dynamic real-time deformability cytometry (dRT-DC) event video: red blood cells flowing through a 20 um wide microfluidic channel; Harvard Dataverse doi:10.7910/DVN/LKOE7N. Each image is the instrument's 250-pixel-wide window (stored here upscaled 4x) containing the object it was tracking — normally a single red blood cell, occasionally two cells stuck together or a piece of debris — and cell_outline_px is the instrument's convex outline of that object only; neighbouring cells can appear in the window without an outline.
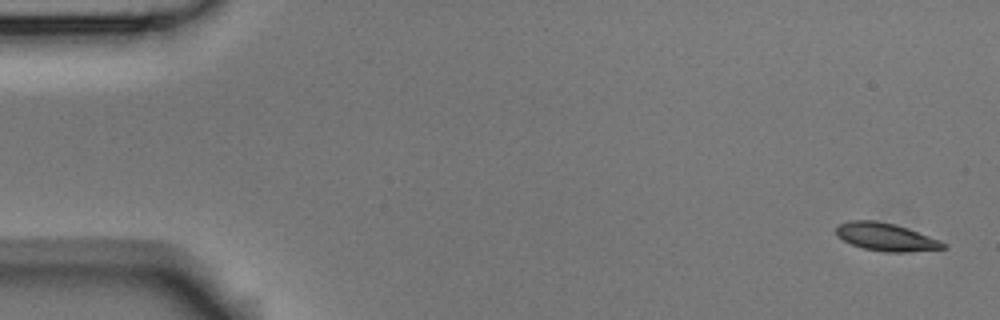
{"species": "Egyptian fruit bat (a non-hibernating species)", "species_latin": "Rousettus aegyptiacus", "temperature_condition": "room temperature", "stored_images_in_passage": 6, "camera_frame_rate_fps": 3000, "um_per_image_px": 0.085, "animal": {"sex": "male"}, "frame": {"image": 1, "passage_image": 1, "time_ms": 0.0, "image_size_px": [1000, 320], "cell_outline_px": [[948, 248], [908, 252], [884, 252], [864, 248], [852, 244], [836, 236], [836, 228], [840, 224], [848, 220], [876, 220], [896, 224], [908, 228], [940, 240], [948, 244]], "centroid_in_image_um": [75.34, 20.14], "position_along_channel_um": 9.7, "area_um2": 17.51}}
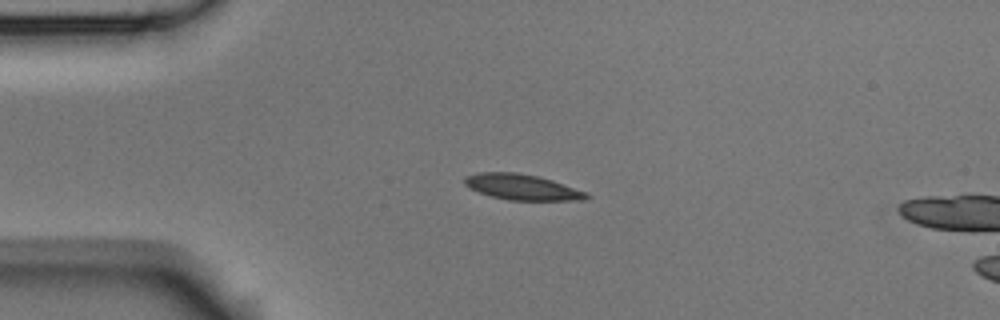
{"frame": {"image": 2, "passage_image": 4, "time_ms": 1.0, "image_size_px": [1000, 320], "cell_outline_px": [[592, 196], [584, 200], [508, 200], [492, 196], [468, 188], [464, 184], [464, 176], [480, 172], [516, 172], [536, 176], [552, 180], [588, 192]], "centroid_in_image_um": [44.39, 15.9], "position_along_channel_um": 40.6, "area_um2": 18.26}}